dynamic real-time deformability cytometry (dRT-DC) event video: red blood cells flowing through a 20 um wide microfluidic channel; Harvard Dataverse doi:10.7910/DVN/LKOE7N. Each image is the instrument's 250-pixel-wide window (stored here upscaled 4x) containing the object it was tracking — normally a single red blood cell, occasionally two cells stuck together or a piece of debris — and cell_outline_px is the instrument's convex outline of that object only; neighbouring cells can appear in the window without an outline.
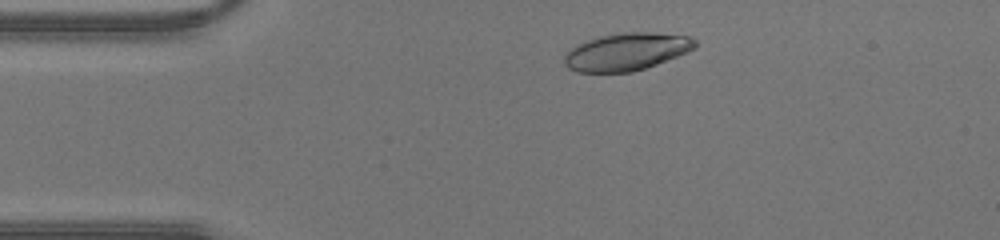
{"species": "human", "species_latin": "Homo sapiens", "temperature_condition": "warm", "stored_images_in_passage": 38, "camera_frame_rate_fps": 3000, "um_per_image_px": 0.085, "donor": {"sex": "male"}, "frame": {"image": 1, "passage_image": 4, "time_ms": 1.0, "image_size_px": [1000, 240], "cell_outline_px": [[696, 48], [688, 52], [656, 64], [632, 72], [576, 72], [568, 68], [564, 64], [564, 52], [576, 44], [584, 40], [600, 36], [624, 32], [656, 32], [688, 36], [696, 40]], "centroid_in_image_um": [53.22, 4.39], "position_along_channel_um": 31.8, "area_um2": 28.84}}
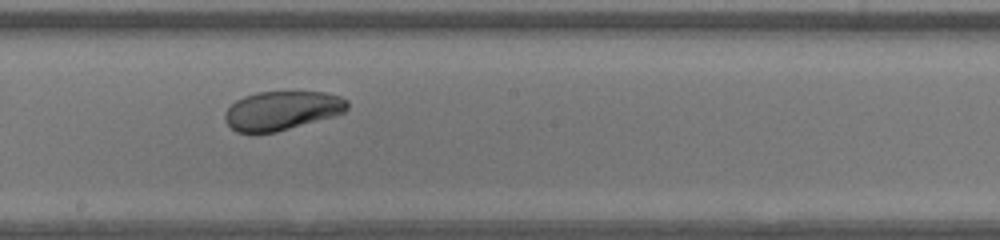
{"frame": {"image": 2, "passage_image": 19, "time_ms": 6.0, "image_size_px": [1000, 240], "cell_outline_px": [[348, 108], [344, 112], [336, 116], [276, 132], [252, 136], [236, 132], [224, 120], [224, 112], [236, 100], [244, 96], [256, 92], [324, 92], [340, 96], [348, 100]], "centroid_in_image_um": [23.93, 9.43], "position_along_channel_um": 224.3, "area_um2": 28.44}}
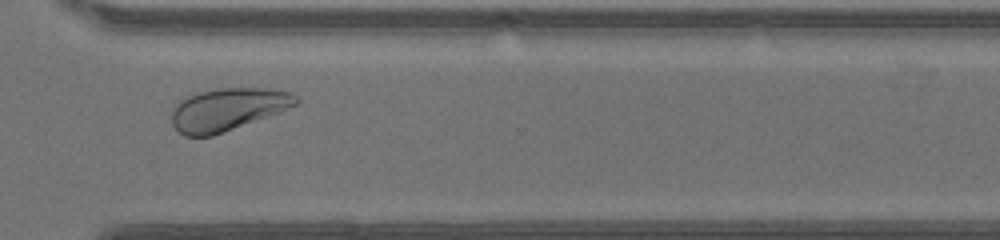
{"frame": {"image": 3, "passage_image": 27, "time_ms": 8.667, "image_size_px": [1000, 240], "cell_outline_px": [[300, 100], [296, 104], [280, 112], [212, 136], [184, 136], [172, 124], [172, 112], [176, 104], [180, 100], [188, 96], [200, 92], [220, 88], [264, 88], [292, 92]], "centroid_in_image_um": [19.36, 9.29], "position_along_channel_um": 351.2, "area_um2": 30.52}}